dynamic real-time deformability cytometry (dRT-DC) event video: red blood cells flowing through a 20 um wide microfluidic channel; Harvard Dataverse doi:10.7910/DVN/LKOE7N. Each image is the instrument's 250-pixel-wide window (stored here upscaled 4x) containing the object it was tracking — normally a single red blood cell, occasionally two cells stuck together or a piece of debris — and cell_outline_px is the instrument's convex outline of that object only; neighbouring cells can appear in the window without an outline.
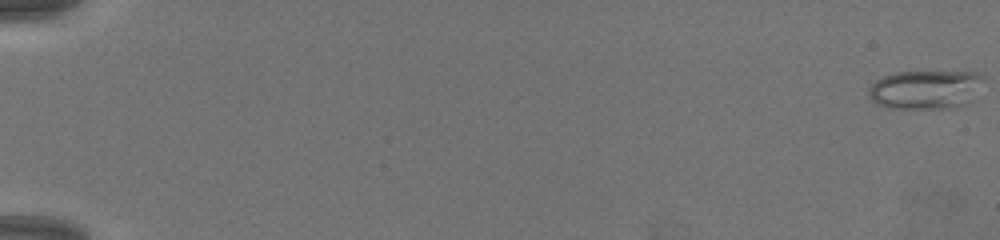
{"species": "common noctule bat (a hibernating species)", "species_latin": "Nyctalus noctula", "temperature_condition": "warm", "stored_images_in_passage": 70, "camera_frame_rate_fps": 3000, "um_per_image_px": 0.085, "animal": {"sex": "female", "body_mass_g": 19.5, "forearm_length_mm": 54.1}, "frame": {"image": 1, "passage_image": 1, "time_ms": 0.0, "image_size_px": [1000, 240], "cell_outline_px": [[980, 76], [972, 100], [968, 104], [948, 108], [888, 108], [876, 104], [868, 96], [868, 88], [876, 80], [884, 76], [896, 72], [976, 72]], "centroid_in_image_um": [78.56, 7.63], "position_along_channel_um": 6.4, "area_um2": 25.61}}
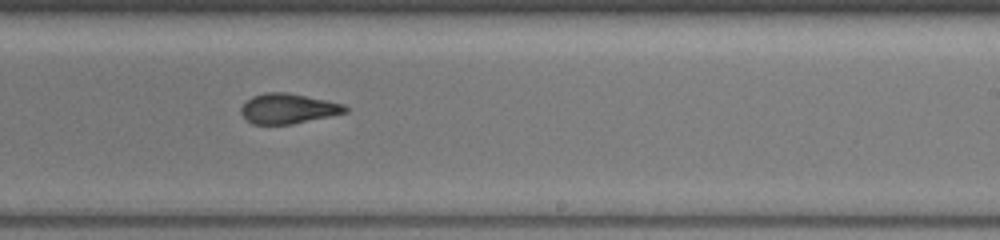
{"frame": {"image": 2, "passage_image": 46, "time_ms": 15.0, "image_size_px": [1000, 240], "cell_outline_px": [[348, 112], [292, 124], [252, 124], [240, 112], [240, 108], [252, 96], [264, 92], [288, 92], [344, 104], [348, 108]], "centroid_in_image_um": [24.49, 9.22], "position_along_channel_um": 264.5, "area_um2": 18.15}}
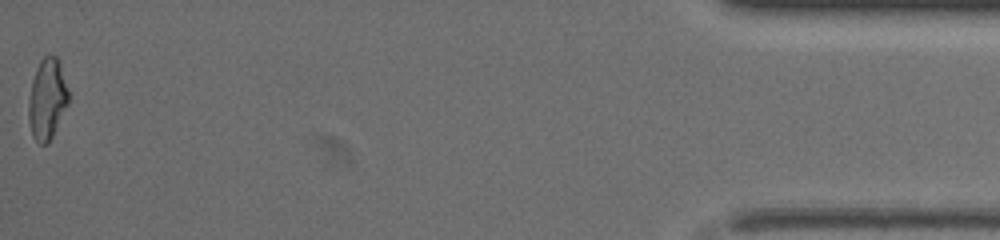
{"frame": {"image": 3, "passage_image": 70, "time_ms": 23.0, "image_size_px": [1000, 240], "cell_outline_px": [[68, 104], [48, 144], [40, 144], [32, 136], [28, 120], [28, 104], [32, 80], [36, 68], [40, 60], [48, 52], [56, 56], [68, 88]], "centroid_in_image_um": [3.99, 8.41], "position_along_channel_um": 431.2, "area_um2": 18.79}}